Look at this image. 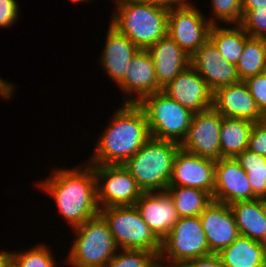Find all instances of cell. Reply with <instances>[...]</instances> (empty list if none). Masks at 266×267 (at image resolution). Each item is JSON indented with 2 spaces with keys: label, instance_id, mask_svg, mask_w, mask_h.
<instances>
[{
  "label": "cell",
  "instance_id": "5",
  "mask_svg": "<svg viewBox=\"0 0 266 267\" xmlns=\"http://www.w3.org/2000/svg\"><path fill=\"white\" fill-rule=\"evenodd\" d=\"M72 230L76 239L66 258V264L72 267H105L118 250L109 226L100 214Z\"/></svg>",
  "mask_w": 266,
  "mask_h": 267
},
{
  "label": "cell",
  "instance_id": "15",
  "mask_svg": "<svg viewBox=\"0 0 266 267\" xmlns=\"http://www.w3.org/2000/svg\"><path fill=\"white\" fill-rule=\"evenodd\" d=\"M190 65L205 80L209 88L216 89L240 82L236 65L223 59L215 44L208 39L191 56Z\"/></svg>",
  "mask_w": 266,
  "mask_h": 267
},
{
  "label": "cell",
  "instance_id": "29",
  "mask_svg": "<svg viewBox=\"0 0 266 267\" xmlns=\"http://www.w3.org/2000/svg\"><path fill=\"white\" fill-rule=\"evenodd\" d=\"M105 267H159V257L146 250L118 249Z\"/></svg>",
  "mask_w": 266,
  "mask_h": 267
},
{
  "label": "cell",
  "instance_id": "42",
  "mask_svg": "<svg viewBox=\"0 0 266 267\" xmlns=\"http://www.w3.org/2000/svg\"><path fill=\"white\" fill-rule=\"evenodd\" d=\"M262 244H263L264 251L266 253V238L263 240Z\"/></svg>",
  "mask_w": 266,
  "mask_h": 267
},
{
  "label": "cell",
  "instance_id": "13",
  "mask_svg": "<svg viewBox=\"0 0 266 267\" xmlns=\"http://www.w3.org/2000/svg\"><path fill=\"white\" fill-rule=\"evenodd\" d=\"M254 196L248 175L235 158H221L215 164V188L212 200L231 205L251 201Z\"/></svg>",
  "mask_w": 266,
  "mask_h": 267
},
{
  "label": "cell",
  "instance_id": "3",
  "mask_svg": "<svg viewBox=\"0 0 266 267\" xmlns=\"http://www.w3.org/2000/svg\"><path fill=\"white\" fill-rule=\"evenodd\" d=\"M111 23L139 49L147 50L167 35L169 7L147 1L115 0Z\"/></svg>",
  "mask_w": 266,
  "mask_h": 267
},
{
  "label": "cell",
  "instance_id": "32",
  "mask_svg": "<svg viewBox=\"0 0 266 267\" xmlns=\"http://www.w3.org/2000/svg\"><path fill=\"white\" fill-rule=\"evenodd\" d=\"M239 25L250 37L266 39V6L242 10V20Z\"/></svg>",
  "mask_w": 266,
  "mask_h": 267
},
{
  "label": "cell",
  "instance_id": "33",
  "mask_svg": "<svg viewBox=\"0 0 266 267\" xmlns=\"http://www.w3.org/2000/svg\"><path fill=\"white\" fill-rule=\"evenodd\" d=\"M262 115L266 118V72L244 80Z\"/></svg>",
  "mask_w": 266,
  "mask_h": 267
},
{
  "label": "cell",
  "instance_id": "4",
  "mask_svg": "<svg viewBox=\"0 0 266 267\" xmlns=\"http://www.w3.org/2000/svg\"><path fill=\"white\" fill-rule=\"evenodd\" d=\"M180 144L150 137L123 165L143 192L166 191Z\"/></svg>",
  "mask_w": 266,
  "mask_h": 267
},
{
  "label": "cell",
  "instance_id": "7",
  "mask_svg": "<svg viewBox=\"0 0 266 267\" xmlns=\"http://www.w3.org/2000/svg\"><path fill=\"white\" fill-rule=\"evenodd\" d=\"M99 214L107 222L118 249L146 250L159 257L161 241L147 226L136 206L102 208Z\"/></svg>",
  "mask_w": 266,
  "mask_h": 267
},
{
  "label": "cell",
  "instance_id": "36",
  "mask_svg": "<svg viewBox=\"0 0 266 267\" xmlns=\"http://www.w3.org/2000/svg\"><path fill=\"white\" fill-rule=\"evenodd\" d=\"M180 267H225L218 254H210L183 263Z\"/></svg>",
  "mask_w": 266,
  "mask_h": 267
},
{
  "label": "cell",
  "instance_id": "23",
  "mask_svg": "<svg viewBox=\"0 0 266 267\" xmlns=\"http://www.w3.org/2000/svg\"><path fill=\"white\" fill-rule=\"evenodd\" d=\"M225 267H265L266 253L262 242L239 235L218 253Z\"/></svg>",
  "mask_w": 266,
  "mask_h": 267
},
{
  "label": "cell",
  "instance_id": "12",
  "mask_svg": "<svg viewBox=\"0 0 266 267\" xmlns=\"http://www.w3.org/2000/svg\"><path fill=\"white\" fill-rule=\"evenodd\" d=\"M213 159L201 157L179 149L173 164L169 186L197 188L213 196L215 188Z\"/></svg>",
  "mask_w": 266,
  "mask_h": 267
},
{
  "label": "cell",
  "instance_id": "28",
  "mask_svg": "<svg viewBox=\"0 0 266 267\" xmlns=\"http://www.w3.org/2000/svg\"><path fill=\"white\" fill-rule=\"evenodd\" d=\"M235 159L248 175L254 196L266 199V157L248 149L238 154Z\"/></svg>",
  "mask_w": 266,
  "mask_h": 267
},
{
  "label": "cell",
  "instance_id": "11",
  "mask_svg": "<svg viewBox=\"0 0 266 267\" xmlns=\"http://www.w3.org/2000/svg\"><path fill=\"white\" fill-rule=\"evenodd\" d=\"M223 116L213 107L194 113L180 148L215 161L221 159L220 128Z\"/></svg>",
  "mask_w": 266,
  "mask_h": 267
},
{
  "label": "cell",
  "instance_id": "35",
  "mask_svg": "<svg viewBox=\"0 0 266 267\" xmlns=\"http://www.w3.org/2000/svg\"><path fill=\"white\" fill-rule=\"evenodd\" d=\"M17 0H0V28L11 27L19 16Z\"/></svg>",
  "mask_w": 266,
  "mask_h": 267
},
{
  "label": "cell",
  "instance_id": "22",
  "mask_svg": "<svg viewBox=\"0 0 266 267\" xmlns=\"http://www.w3.org/2000/svg\"><path fill=\"white\" fill-rule=\"evenodd\" d=\"M230 207L240 235L263 242L266 238L265 200L239 201Z\"/></svg>",
  "mask_w": 266,
  "mask_h": 267
},
{
  "label": "cell",
  "instance_id": "26",
  "mask_svg": "<svg viewBox=\"0 0 266 267\" xmlns=\"http://www.w3.org/2000/svg\"><path fill=\"white\" fill-rule=\"evenodd\" d=\"M166 191L173 199L179 218L200 216L213 201L208 192L197 188L168 186Z\"/></svg>",
  "mask_w": 266,
  "mask_h": 267
},
{
  "label": "cell",
  "instance_id": "17",
  "mask_svg": "<svg viewBox=\"0 0 266 267\" xmlns=\"http://www.w3.org/2000/svg\"><path fill=\"white\" fill-rule=\"evenodd\" d=\"M199 218L211 253L218 254L240 235L228 204L212 201Z\"/></svg>",
  "mask_w": 266,
  "mask_h": 267
},
{
  "label": "cell",
  "instance_id": "27",
  "mask_svg": "<svg viewBox=\"0 0 266 267\" xmlns=\"http://www.w3.org/2000/svg\"><path fill=\"white\" fill-rule=\"evenodd\" d=\"M240 81L266 72V39L248 37L236 64Z\"/></svg>",
  "mask_w": 266,
  "mask_h": 267
},
{
  "label": "cell",
  "instance_id": "24",
  "mask_svg": "<svg viewBox=\"0 0 266 267\" xmlns=\"http://www.w3.org/2000/svg\"><path fill=\"white\" fill-rule=\"evenodd\" d=\"M253 125L249 120L223 117L220 128L221 158H235L248 149Z\"/></svg>",
  "mask_w": 266,
  "mask_h": 267
},
{
  "label": "cell",
  "instance_id": "10",
  "mask_svg": "<svg viewBox=\"0 0 266 267\" xmlns=\"http://www.w3.org/2000/svg\"><path fill=\"white\" fill-rule=\"evenodd\" d=\"M212 24L189 1L169 7L167 35L191 56L209 39Z\"/></svg>",
  "mask_w": 266,
  "mask_h": 267
},
{
  "label": "cell",
  "instance_id": "1",
  "mask_svg": "<svg viewBox=\"0 0 266 267\" xmlns=\"http://www.w3.org/2000/svg\"><path fill=\"white\" fill-rule=\"evenodd\" d=\"M56 169L39 186L53 197L65 221L75 228L97 216L100 208L94 167L84 164L73 169Z\"/></svg>",
  "mask_w": 266,
  "mask_h": 267
},
{
  "label": "cell",
  "instance_id": "25",
  "mask_svg": "<svg viewBox=\"0 0 266 267\" xmlns=\"http://www.w3.org/2000/svg\"><path fill=\"white\" fill-rule=\"evenodd\" d=\"M227 27H221L218 24L212 25L209 39L215 44L224 60L236 65L249 35L239 24H234V27Z\"/></svg>",
  "mask_w": 266,
  "mask_h": 267
},
{
  "label": "cell",
  "instance_id": "34",
  "mask_svg": "<svg viewBox=\"0 0 266 267\" xmlns=\"http://www.w3.org/2000/svg\"><path fill=\"white\" fill-rule=\"evenodd\" d=\"M248 150L266 157V119L254 123L249 137Z\"/></svg>",
  "mask_w": 266,
  "mask_h": 267
},
{
  "label": "cell",
  "instance_id": "39",
  "mask_svg": "<svg viewBox=\"0 0 266 267\" xmlns=\"http://www.w3.org/2000/svg\"><path fill=\"white\" fill-rule=\"evenodd\" d=\"M2 267H20L17 260L6 251L2 252Z\"/></svg>",
  "mask_w": 266,
  "mask_h": 267
},
{
  "label": "cell",
  "instance_id": "40",
  "mask_svg": "<svg viewBox=\"0 0 266 267\" xmlns=\"http://www.w3.org/2000/svg\"><path fill=\"white\" fill-rule=\"evenodd\" d=\"M158 3L167 7H174L186 4L188 0H136Z\"/></svg>",
  "mask_w": 266,
  "mask_h": 267
},
{
  "label": "cell",
  "instance_id": "9",
  "mask_svg": "<svg viewBox=\"0 0 266 267\" xmlns=\"http://www.w3.org/2000/svg\"><path fill=\"white\" fill-rule=\"evenodd\" d=\"M99 208L135 206L143 191L124 165H92Z\"/></svg>",
  "mask_w": 266,
  "mask_h": 267
},
{
  "label": "cell",
  "instance_id": "31",
  "mask_svg": "<svg viewBox=\"0 0 266 267\" xmlns=\"http://www.w3.org/2000/svg\"><path fill=\"white\" fill-rule=\"evenodd\" d=\"M211 12L215 17L208 20L212 25H217L218 21L228 25L240 24L242 20V0H210Z\"/></svg>",
  "mask_w": 266,
  "mask_h": 267
},
{
  "label": "cell",
  "instance_id": "14",
  "mask_svg": "<svg viewBox=\"0 0 266 267\" xmlns=\"http://www.w3.org/2000/svg\"><path fill=\"white\" fill-rule=\"evenodd\" d=\"M162 92L192 113L206 111L213 105V91L191 65L163 87Z\"/></svg>",
  "mask_w": 266,
  "mask_h": 267
},
{
  "label": "cell",
  "instance_id": "6",
  "mask_svg": "<svg viewBox=\"0 0 266 267\" xmlns=\"http://www.w3.org/2000/svg\"><path fill=\"white\" fill-rule=\"evenodd\" d=\"M137 105L146 116L150 137L182 143L194 113L162 91L144 96Z\"/></svg>",
  "mask_w": 266,
  "mask_h": 267
},
{
  "label": "cell",
  "instance_id": "16",
  "mask_svg": "<svg viewBox=\"0 0 266 267\" xmlns=\"http://www.w3.org/2000/svg\"><path fill=\"white\" fill-rule=\"evenodd\" d=\"M118 88L123 91L125 98L126 95L130 96L122 103L134 104H137L144 96L162 91L156 79L153 59L147 50L140 49L134 55Z\"/></svg>",
  "mask_w": 266,
  "mask_h": 267
},
{
  "label": "cell",
  "instance_id": "30",
  "mask_svg": "<svg viewBox=\"0 0 266 267\" xmlns=\"http://www.w3.org/2000/svg\"><path fill=\"white\" fill-rule=\"evenodd\" d=\"M49 249L45 244H40L25 251L14 250L9 253L17 260L20 267H58L53 253Z\"/></svg>",
  "mask_w": 266,
  "mask_h": 267
},
{
  "label": "cell",
  "instance_id": "20",
  "mask_svg": "<svg viewBox=\"0 0 266 267\" xmlns=\"http://www.w3.org/2000/svg\"><path fill=\"white\" fill-rule=\"evenodd\" d=\"M147 51L153 59L156 79L161 89L190 66L191 57L169 35L151 45Z\"/></svg>",
  "mask_w": 266,
  "mask_h": 267
},
{
  "label": "cell",
  "instance_id": "18",
  "mask_svg": "<svg viewBox=\"0 0 266 267\" xmlns=\"http://www.w3.org/2000/svg\"><path fill=\"white\" fill-rule=\"evenodd\" d=\"M212 107L227 118L245 119L253 123L266 119L244 81L216 89Z\"/></svg>",
  "mask_w": 266,
  "mask_h": 267
},
{
  "label": "cell",
  "instance_id": "8",
  "mask_svg": "<svg viewBox=\"0 0 266 267\" xmlns=\"http://www.w3.org/2000/svg\"><path fill=\"white\" fill-rule=\"evenodd\" d=\"M210 254L199 216L181 217L161 241L159 266L180 267L189 260Z\"/></svg>",
  "mask_w": 266,
  "mask_h": 267
},
{
  "label": "cell",
  "instance_id": "21",
  "mask_svg": "<svg viewBox=\"0 0 266 267\" xmlns=\"http://www.w3.org/2000/svg\"><path fill=\"white\" fill-rule=\"evenodd\" d=\"M101 65L111 80L118 85L128 69V64L140 50L128 37L109 24Z\"/></svg>",
  "mask_w": 266,
  "mask_h": 267
},
{
  "label": "cell",
  "instance_id": "19",
  "mask_svg": "<svg viewBox=\"0 0 266 267\" xmlns=\"http://www.w3.org/2000/svg\"><path fill=\"white\" fill-rule=\"evenodd\" d=\"M135 206L160 241L178 222L179 217L173 199L167 191L143 192Z\"/></svg>",
  "mask_w": 266,
  "mask_h": 267
},
{
  "label": "cell",
  "instance_id": "38",
  "mask_svg": "<svg viewBox=\"0 0 266 267\" xmlns=\"http://www.w3.org/2000/svg\"><path fill=\"white\" fill-rule=\"evenodd\" d=\"M265 6L266 0H242V10H252Z\"/></svg>",
  "mask_w": 266,
  "mask_h": 267
},
{
  "label": "cell",
  "instance_id": "41",
  "mask_svg": "<svg viewBox=\"0 0 266 267\" xmlns=\"http://www.w3.org/2000/svg\"><path fill=\"white\" fill-rule=\"evenodd\" d=\"M71 2H73V3H78V2H90L91 0H70Z\"/></svg>",
  "mask_w": 266,
  "mask_h": 267
},
{
  "label": "cell",
  "instance_id": "37",
  "mask_svg": "<svg viewBox=\"0 0 266 267\" xmlns=\"http://www.w3.org/2000/svg\"><path fill=\"white\" fill-rule=\"evenodd\" d=\"M16 87H14V84L7 82L3 78L0 77V96L4 99H10V97L13 96L14 90Z\"/></svg>",
  "mask_w": 266,
  "mask_h": 267
},
{
  "label": "cell",
  "instance_id": "2",
  "mask_svg": "<svg viewBox=\"0 0 266 267\" xmlns=\"http://www.w3.org/2000/svg\"><path fill=\"white\" fill-rule=\"evenodd\" d=\"M108 124L89 165H123L150 138L146 116L137 104L123 103Z\"/></svg>",
  "mask_w": 266,
  "mask_h": 267
}]
</instances>
